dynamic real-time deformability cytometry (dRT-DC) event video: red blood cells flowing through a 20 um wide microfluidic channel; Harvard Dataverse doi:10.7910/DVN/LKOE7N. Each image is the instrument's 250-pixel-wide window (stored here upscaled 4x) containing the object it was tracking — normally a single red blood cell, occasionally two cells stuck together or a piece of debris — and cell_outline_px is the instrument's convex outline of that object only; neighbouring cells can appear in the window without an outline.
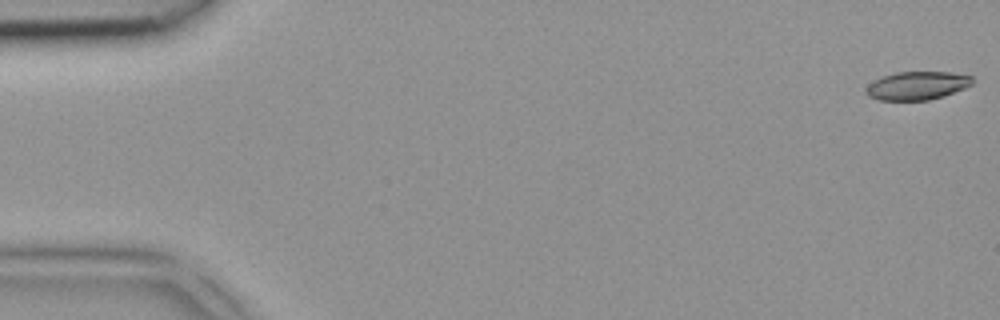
{"species": "common noctule bat (a hibernating species)", "species_latin": "Nyctalus noctula", "temperature_condition": "room temperature", "stored_images_in_passage": 5, "camera_frame_rate_fps": 3000, "um_per_image_px": 0.085, "animal": {"sex": "female", "body_mass_g": 18.4}, "frame": {"image": 1, "passage_image": 1, "time_ms": 0.0, "image_size_px": [1000, 320], "cell_outline_px": [[972, 84], [964, 88], [944, 96], [928, 100], [880, 100], [868, 96], [864, 92], [868, 84], [884, 76], [896, 72], [952, 72], [972, 76]], "centroid_in_image_um": [77.95, 7.28], "position_along_channel_um": 7.0, "area_um2": 17.46}}